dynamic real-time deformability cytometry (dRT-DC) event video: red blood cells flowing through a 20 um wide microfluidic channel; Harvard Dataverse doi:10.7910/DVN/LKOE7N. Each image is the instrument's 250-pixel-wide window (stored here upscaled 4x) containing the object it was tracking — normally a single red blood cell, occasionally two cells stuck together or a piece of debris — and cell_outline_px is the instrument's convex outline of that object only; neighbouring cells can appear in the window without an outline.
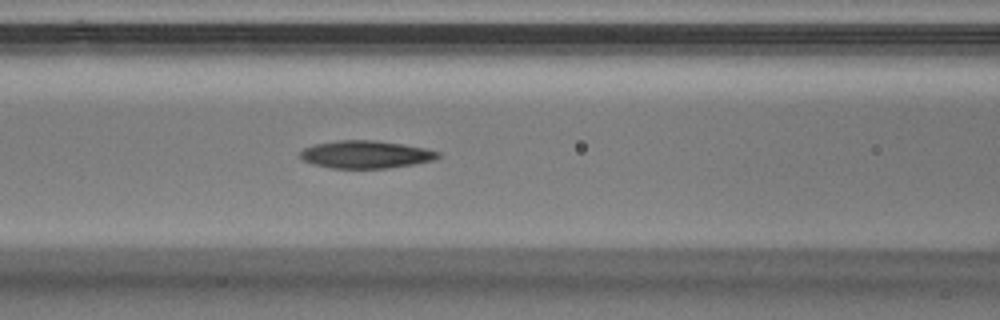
{"species": "Egyptian fruit bat (a non-hibernating species)", "species_latin": "Rousettus aegyptiacus", "temperature_condition": "warm", "stored_images_in_passage": 39, "camera_frame_rate_fps": 3000, "um_per_image_px": 0.085, "animal": {"sex": "male"}, "frame": {"image": 1, "passage_image": 19, "time_ms": 6.0, "image_size_px": [1000, 320], "cell_outline_px": [[440, 156], [436, 160], [388, 168], [332, 168], [312, 164], [304, 160], [300, 156], [300, 152], [304, 148], [312, 144], [336, 140], [376, 140], [424, 148], [440, 152]], "centroid_in_image_um": [31.07, 13.12], "position_along_channel_um": 135.5, "area_um2": 22.2}}
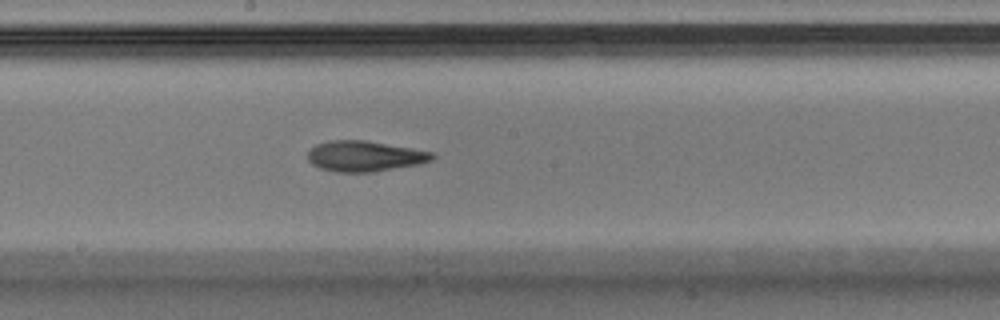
{"frame": {"image": 2, "passage_image": 25, "time_ms": 8.0, "image_size_px": [1000, 320], "cell_outline_px": [[436, 156], [432, 160], [420, 164], [376, 172], [336, 172], [320, 168], [312, 164], [308, 160], [308, 152], [316, 144], [328, 140], [368, 140], [436, 152]], "centroid_in_image_um": [31.05, 13.27], "position_along_channel_um": 217.1, "area_um2": 22.6}}
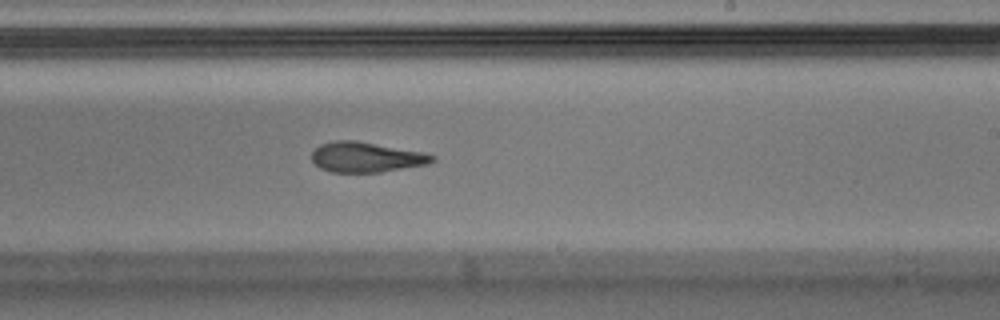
{"frame": {"image": 3, "passage_image": 28, "time_ms": 9.0, "image_size_px": [1000, 320], "cell_outline_px": [[436, 160], [428, 164], [380, 172], [332, 172], [320, 168], [312, 160], [312, 152], [320, 144], [332, 140], [356, 140], [424, 152], [436, 156]], "centroid_in_image_um": [31.14, 13.35], "position_along_channel_um": 257.9, "area_um2": 21.27}}